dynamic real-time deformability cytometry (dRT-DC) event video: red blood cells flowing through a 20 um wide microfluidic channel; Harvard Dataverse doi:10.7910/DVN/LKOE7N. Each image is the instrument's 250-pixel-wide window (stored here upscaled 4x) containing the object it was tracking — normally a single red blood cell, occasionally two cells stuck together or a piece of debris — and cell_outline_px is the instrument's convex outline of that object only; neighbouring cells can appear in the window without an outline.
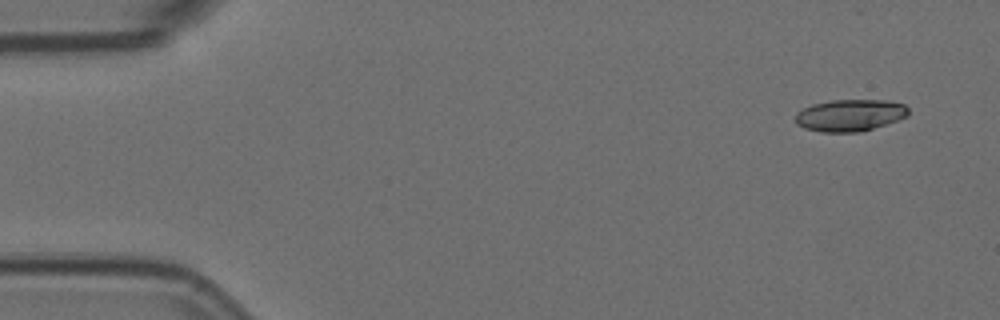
{"species": "Egyptian fruit bat (a non-hibernating species)", "species_latin": "Rousettus aegyptiacus", "temperature_condition": "room temperature", "stored_images_in_passage": 7, "camera_frame_rate_fps": 3000, "um_per_image_px": 0.085, "animal": {"sex": "female"}, "frame": {"image": 1, "passage_image": 1, "time_ms": 0.0, "image_size_px": [1000, 320], "cell_outline_px": [[908, 116], [860, 132], [820, 132], [804, 128], [796, 124], [796, 112], [812, 104], [832, 100], [888, 100], [904, 104], [908, 108]], "centroid_in_image_um": [72.23, 9.79], "position_along_channel_um": 12.8, "area_um2": 20.92}}
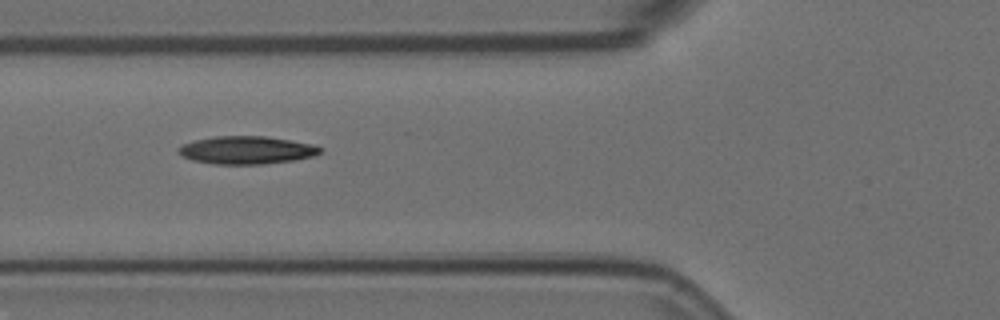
{"frame": {"image": 2, "passage_image": 6, "time_ms": 1.667, "image_size_px": [1000, 320], "cell_outline_px": [[324, 148], [320, 152], [312, 156], [292, 160], [260, 164], [216, 164], [192, 160], [184, 156], [176, 148], [184, 144], [196, 140], [212, 136], [264, 136], [312, 144]], "centroid_in_image_um": [20.95, 12.75], "position_along_channel_um": 104.8, "area_um2": 22.66}}
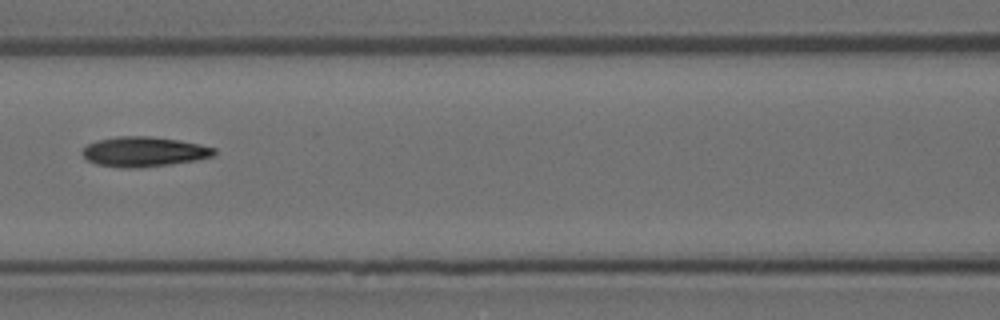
{"frame": {"image": 3, "passage_image": 7, "time_ms": 2.0, "image_size_px": [1000, 320], "cell_outline_px": [[216, 152], [212, 156], [196, 160], [140, 168], [124, 168], [96, 164], [88, 160], [80, 152], [88, 144], [96, 140], [116, 136], [152, 136], [180, 140], [200, 144], [216, 148]], "centroid_in_image_um": [12.22, 12.88], "position_along_channel_um": 154.4, "area_um2": 23.06}}